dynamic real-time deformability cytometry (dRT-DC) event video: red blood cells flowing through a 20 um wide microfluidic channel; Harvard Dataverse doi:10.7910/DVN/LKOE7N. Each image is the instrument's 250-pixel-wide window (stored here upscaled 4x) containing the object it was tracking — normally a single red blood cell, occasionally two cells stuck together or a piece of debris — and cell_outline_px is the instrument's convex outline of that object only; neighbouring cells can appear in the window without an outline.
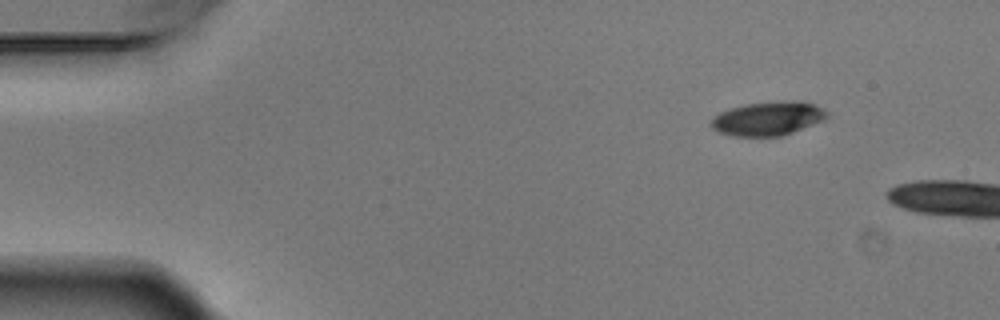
{"species": "Egyptian fruit bat (a non-hibernating species)", "species_latin": "Rousettus aegyptiacus", "temperature_condition": "warm", "stored_images_in_passage": 6, "camera_frame_rate_fps": 3000, "um_per_image_px": 0.085, "animal": {"sex": "male"}, "frame": {"image": 1, "passage_image": 6, "time_ms": 1.667, "image_size_px": [1000, 320], "cell_outline_px": [[828, 116], [824, 120], [792, 132], [780, 136], [732, 136], [720, 132], [712, 128], [708, 124], [712, 116], [720, 112], [732, 108], [748, 104], [792, 100], [804, 100], [816, 104], [828, 112]], "centroid_in_image_um": [65.28, 10.07], "position_along_channel_um": 19.7, "area_um2": 22.95}}